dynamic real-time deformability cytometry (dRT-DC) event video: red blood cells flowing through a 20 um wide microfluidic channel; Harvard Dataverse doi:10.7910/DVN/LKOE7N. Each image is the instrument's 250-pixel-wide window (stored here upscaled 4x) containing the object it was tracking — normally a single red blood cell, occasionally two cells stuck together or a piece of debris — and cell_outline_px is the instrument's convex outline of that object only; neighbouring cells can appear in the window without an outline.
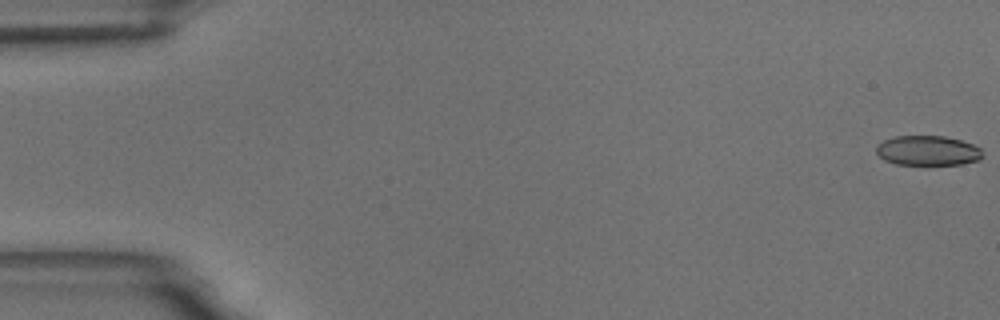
{"species": "common noctule bat (a hibernating species)", "species_latin": "Nyctalus noctula", "temperature_condition": "room temperature", "stored_images_in_passage": 54, "camera_frame_rate_fps": 3000, "um_per_image_px": 0.085, "animal": {"sex": "male", "body_mass_g": 18.8}, "frame": {"image": 1, "passage_image": 1, "time_ms": 0.0, "image_size_px": [1000, 320], "cell_outline_px": [[984, 156], [980, 160], [960, 164], [896, 164], [884, 160], [876, 152], [876, 144], [884, 140], [896, 136], [944, 136], [960, 140], [972, 144], [980, 148]], "centroid_in_image_um": [78.86, 12.8], "position_along_channel_um": 6.1, "area_um2": 18.44}}
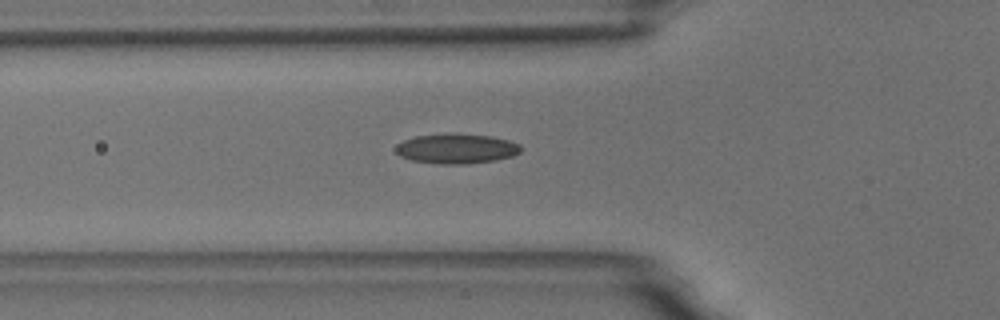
{"frame": {"image": 2, "passage_image": 20, "time_ms": 6.333, "image_size_px": [1000, 320], "cell_outline_px": [[524, 148], [520, 152], [512, 156], [496, 160], [468, 164], [440, 164], [412, 160], [400, 156], [396, 152], [396, 144], [404, 140], [416, 136], [444, 132], [456, 132], [492, 136], [508, 140], [520, 144]], "centroid_in_image_um": [38.82, 12.61], "position_along_channel_um": 87.0, "area_um2": 22.31}}
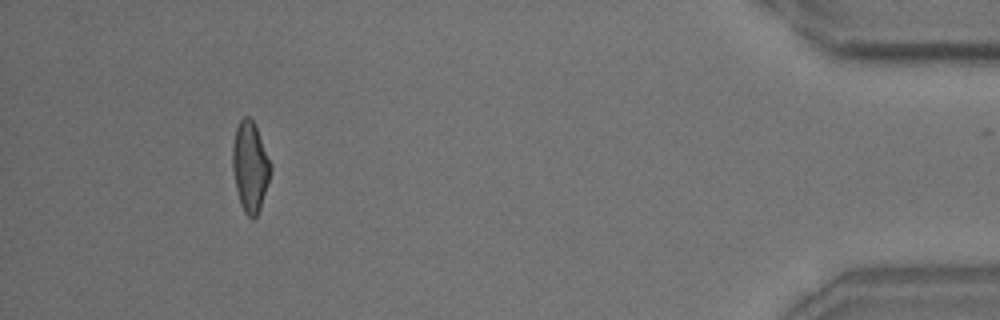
{"frame": {"image": 3, "passage_image": 52, "time_ms": 17.0, "image_size_px": [1000, 320], "cell_outline_px": [[272, 168], [260, 208], [256, 216], [252, 220], [244, 212], [240, 204], [236, 188], [232, 168], [232, 144], [236, 128], [240, 120], [244, 116], [248, 116], [252, 120], [256, 128], [272, 164]], "centroid_in_image_um": [21.25, 14.17], "position_along_channel_um": 414.0, "area_um2": 19.88}, "authors_computed_cell_mechanics": {"area_um2": 20.1144, "velocity_mm_per_s": 3.6575, "shape_relaxation_time_tau1_ms": 6.8998, "shape_relaxation_time_tau2_ms": 2.4867, "deformation_change_tau1": 0.1748, "deformation_change_tau2": 0.0822}}